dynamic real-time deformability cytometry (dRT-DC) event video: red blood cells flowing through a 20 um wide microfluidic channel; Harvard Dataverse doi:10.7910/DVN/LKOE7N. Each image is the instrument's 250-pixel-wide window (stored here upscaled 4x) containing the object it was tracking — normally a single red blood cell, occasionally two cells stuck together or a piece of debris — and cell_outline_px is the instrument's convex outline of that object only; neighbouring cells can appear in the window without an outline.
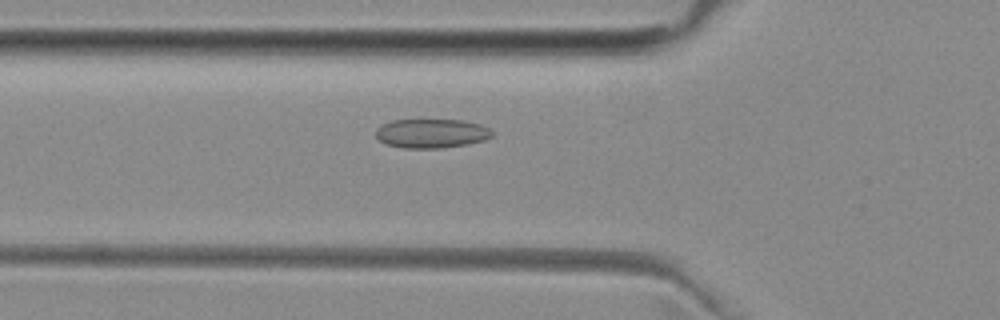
{"species": "common noctule bat (a hibernating species)", "species_latin": "Nyctalus noctula", "temperature_condition": "room temperature", "stored_images_in_passage": 38, "camera_frame_rate_fps": 3000, "um_per_image_px": 0.085, "animal": {"sex": "female", "body_mass_g": 29.2, "forearm_length_mm": 56.3}, "frame": {"image": 1, "passage_image": 4, "time_ms": 1.0, "image_size_px": [1000, 320], "cell_outline_px": [[492, 136], [484, 140], [468, 144], [440, 148], [400, 148], [384, 144], [376, 136], [376, 128], [392, 120], [464, 120], [480, 124], [488, 128], [492, 132]], "centroid_in_image_um": [36.66, 11.34], "position_along_channel_um": 89.1, "area_um2": 19.77}}
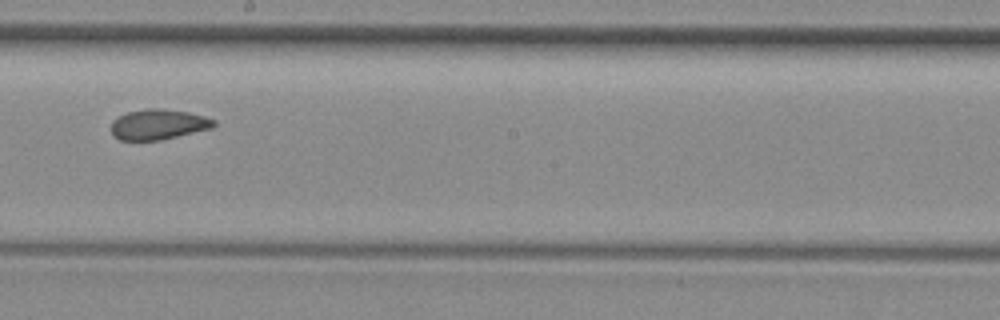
{"frame": {"image": 2, "passage_image": 15, "time_ms": 4.667, "image_size_px": [1000, 320], "cell_outline_px": [[216, 124], [212, 128], [160, 140], [120, 140], [112, 136], [112, 120], [128, 112], [148, 108], [164, 108], [188, 112], [204, 116], [216, 120]], "centroid_in_image_um": [13.46, 10.57], "position_along_channel_um": 234.7, "area_um2": 18.15}}
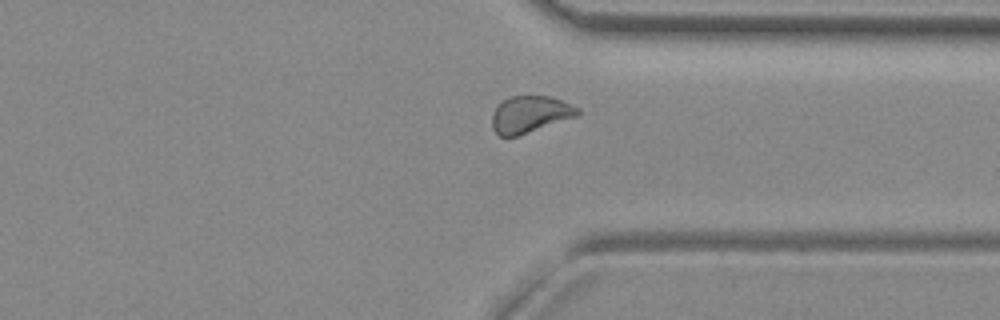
{"frame": {"image": 3, "passage_image": 25, "time_ms": 8.0, "image_size_px": [1000, 320], "cell_outline_px": [[580, 116], [516, 136], [500, 136], [492, 128], [492, 112], [496, 104], [512, 96], [552, 96], [580, 108]], "centroid_in_image_um": [45.07, 9.71], "position_along_channel_um": 366.3, "area_um2": 18.55}, "authors_computed_cell_mechanics": {"area_um2": 18.7561, "velocity_mm_per_s": 3.969, "shape_relaxation_time_tau1_ms": null, "shape_relaxation_time_tau2_ms": 1.203, "deformation_change_tau1": null, "deformation_change_tau2": 0.0571}}